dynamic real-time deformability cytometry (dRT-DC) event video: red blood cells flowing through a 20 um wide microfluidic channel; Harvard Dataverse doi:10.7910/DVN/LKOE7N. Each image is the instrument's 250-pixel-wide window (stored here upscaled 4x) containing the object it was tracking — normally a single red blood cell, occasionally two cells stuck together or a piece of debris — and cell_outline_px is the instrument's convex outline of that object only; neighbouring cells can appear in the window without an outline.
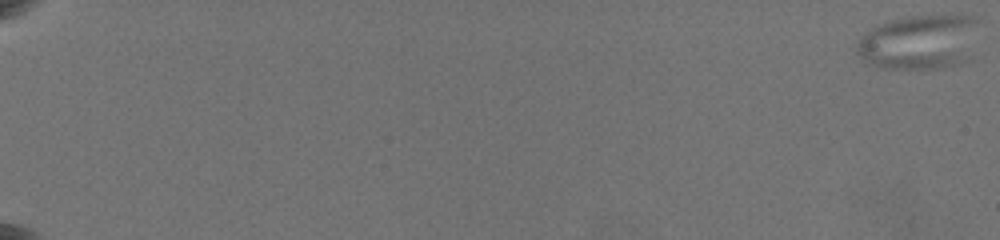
{"species": "common noctule bat (a hibernating species)", "species_latin": "Nyctalus noctula", "temperature_condition": "warm", "stored_images_in_passage": 24, "camera_frame_rate_fps": 3000, "um_per_image_px": 0.085, "animal": {"sex": "female", "body_mass_g": 19.5, "forearm_length_mm": 54.1}, "frame": {"image": 1, "passage_image": 1, "time_ms": 0.0, "image_size_px": [1000, 240], "cell_outline_px": [[980, 20], [968, 60], [944, 68], [884, 68], [864, 64], [856, 52], [856, 44], [860, 36], [876, 24], [908, 16], [960, 12], [976, 16]], "centroid_in_image_um": [78.15, 3.52], "position_along_channel_um": 6.8, "area_um2": 40.29}}
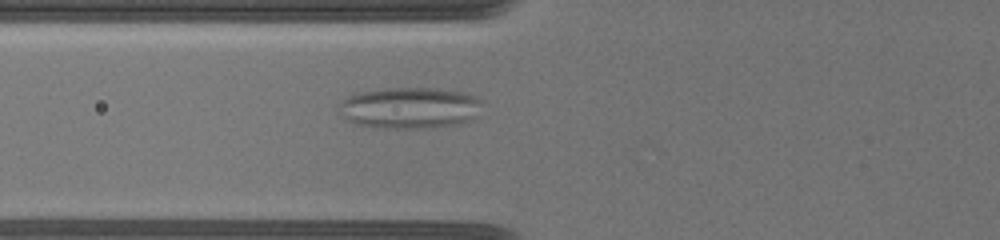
{"frame": {"image": 2, "passage_image": 23, "time_ms": 9.0, "image_size_px": [1000, 240], "cell_outline_px": [[484, 100], [476, 116], [472, 120], [456, 124], [424, 128], [380, 128], [356, 124], [340, 116], [340, 104], [348, 96], [360, 92], [392, 88], [436, 88], [464, 92], [480, 96]], "centroid_in_image_um": [34.89, 9.17], "position_along_channel_um": 90.9, "area_um2": 34.68}}